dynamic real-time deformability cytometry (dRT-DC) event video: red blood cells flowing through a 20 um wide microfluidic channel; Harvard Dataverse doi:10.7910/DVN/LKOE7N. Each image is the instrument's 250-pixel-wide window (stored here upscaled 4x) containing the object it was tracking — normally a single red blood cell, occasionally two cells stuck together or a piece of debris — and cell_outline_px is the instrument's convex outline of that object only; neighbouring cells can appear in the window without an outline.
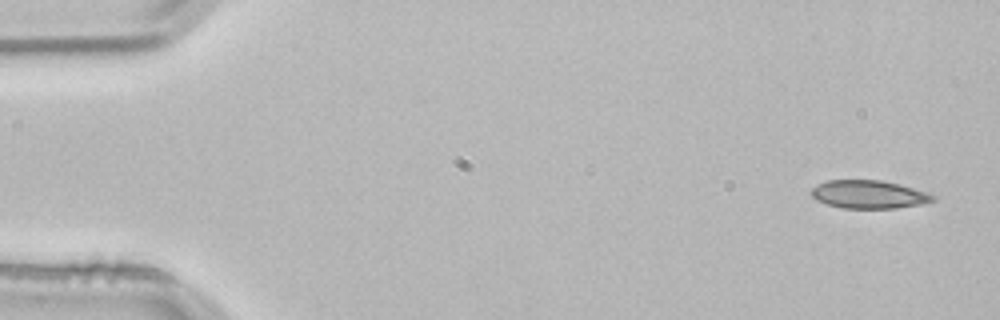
{"species": "common noctule bat (a hibernating species)", "species_latin": "Nyctalus noctula", "temperature_condition": "room temperature", "stored_images_in_passage": 5, "camera_frame_rate_fps": 3000, "um_per_image_px": 0.085, "animal": {"sex": "male", "body_mass_g": 21.5, "forearm_length_mm": 52.0}, "frame": {"image": 1, "passage_image": 1, "time_ms": 0.0, "image_size_px": [1000, 320], "cell_outline_px": [[936, 200], [920, 204], [896, 208], [840, 208], [816, 200], [808, 192], [816, 184], [828, 180], [880, 180], [912, 188], [936, 196]], "centroid_in_image_um": [73.78, 16.52], "position_along_channel_um": 11.2, "area_um2": 19.83}}